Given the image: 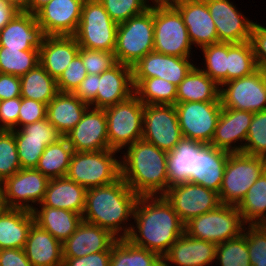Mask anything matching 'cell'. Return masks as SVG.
Segmentation results:
<instances>
[{"label": "cell", "instance_id": "6da1fadb", "mask_svg": "<svg viewBox=\"0 0 266 266\" xmlns=\"http://www.w3.org/2000/svg\"><path fill=\"white\" fill-rule=\"evenodd\" d=\"M132 220L127 239L160 257L184 233V224L163 195L139 196Z\"/></svg>", "mask_w": 266, "mask_h": 266}, {"label": "cell", "instance_id": "7a4b0ae2", "mask_svg": "<svg viewBox=\"0 0 266 266\" xmlns=\"http://www.w3.org/2000/svg\"><path fill=\"white\" fill-rule=\"evenodd\" d=\"M138 198L121 177L112 184L90 188L86 191L82 220L117 238H127L133 225L127 222L133 219Z\"/></svg>", "mask_w": 266, "mask_h": 266}, {"label": "cell", "instance_id": "3957f363", "mask_svg": "<svg viewBox=\"0 0 266 266\" xmlns=\"http://www.w3.org/2000/svg\"><path fill=\"white\" fill-rule=\"evenodd\" d=\"M127 147L119 158L121 178L138 196L163 195L169 188L168 152L142 139Z\"/></svg>", "mask_w": 266, "mask_h": 266}, {"label": "cell", "instance_id": "277c9868", "mask_svg": "<svg viewBox=\"0 0 266 266\" xmlns=\"http://www.w3.org/2000/svg\"><path fill=\"white\" fill-rule=\"evenodd\" d=\"M154 49V5L145 12L118 24L116 61L133 66Z\"/></svg>", "mask_w": 266, "mask_h": 266}, {"label": "cell", "instance_id": "5b68a950", "mask_svg": "<svg viewBox=\"0 0 266 266\" xmlns=\"http://www.w3.org/2000/svg\"><path fill=\"white\" fill-rule=\"evenodd\" d=\"M118 152H73L66 177L86 190L112 184L121 177L120 160L114 156Z\"/></svg>", "mask_w": 266, "mask_h": 266}, {"label": "cell", "instance_id": "8992f818", "mask_svg": "<svg viewBox=\"0 0 266 266\" xmlns=\"http://www.w3.org/2000/svg\"><path fill=\"white\" fill-rule=\"evenodd\" d=\"M265 170L264 157L230 153L218 194L220 203L237 206Z\"/></svg>", "mask_w": 266, "mask_h": 266}, {"label": "cell", "instance_id": "52a82bcc", "mask_svg": "<svg viewBox=\"0 0 266 266\" xmlns=\"http://www.w3.org/2000/svg\"><path fill=\"white\" fill-rule=\"evenodd\" d=\"M245 225L237 206L221 204L187 222L184 232L193 238L218 245L239 237Z\"/></svg>", "mask_w": 266, "mask_h": 266}, {"label": "cell", "instance_id": "ba28073f", "mask_svg": "<svg viewBox=\"0 0 266 266\" xmlns=\"http://www.w3.org/2000/svg\"><path fill=\"white\" fill-rule=\"evenodd\" d=\"M144 109L145 105L135 94L104 109L111 149L120 153L123 148L142 139Z\"/></svg>", "mask_w": 266, "mask_h": 266}, {"label": "cell", "instance_id": "9c48e42d", "mask_svg": "<svg viewBox=\"0 0 266 266\" xmlns=\"http://www.w3.org/2000/svg\"><path fill=\"white\" fill-rule=\"evenodd\" d=\"M117 26L99 0H85L73 36L81 48L114 52Z\"/></svg>", "mask_w": 266, "mask_h": 266}, {"label": "cell", "instance_id": "30bf717a", "mask_svg": "<svg viewBox=\"0 0 266 266\" xmlns=\"http://www.w3.org/2000/svg\"><path fill=\"white\" fill-rule=\"evenodd\" d=\"M192 46L180 12L172 4L154 5L153 51L191 58Z\"/></svg>", "mask_w": 266, "mask_h": 266}, {"label": "cell", "instance_id": "8fae6325", "mask_svg": "<svg viewBox=\"0 0 266 266\" xmlns=\"http://www.w3.org/2000/svg\"><path fill=\"white\" fill-rule=\"evenodd\" d=\"M220 101L221 106L227 109L253 113L266 110V73L257 69L248 76L222 84Z\"/></svg>", "mask_w": 266, "mask_h": 266}, {"label": "cell", "instance_id": "7c38bea8", "mask_svg": "<svg viewBox=\"0 0 266 266\" xmlns=\"http://www.w3.org/2000/svg\"><path fill=\"white\" fill-rule=\"evenodd\" d=\"M49 180L35 168H21L0 184L6 208L32 211L42 202Z\"/></svg>", "mask_w": 266, "mask_h": 266}, {"label": "cell", "instance_id": "4fadbf2b", "mask_svg": "<svg viewBox=\"0 0 266 266\" xmlns=\"http://www.w3.org/2000/svg\"><path fill=\"white\" fill-rule=\"evenodd\" d=\"M183 138L211 144L221 113V101L176 103Z\"/></svg>", "mask_w": 266, "mask_h": 266}, {"label": "cell", "instance_id": "5bb4252c", "mask_svg": "<svg viewBox=\"0 0 266 266\" xmlns=\"http://www.w3.org/2000/svg\"><path fill=\"white\" fill-rule=\"evenodd\" d=\"M182 138L174 105H145L142 140L171 152Z\"/></svg>", "mask_w": 266, "mask_h": 266}, {"label": "cell", "instance_id": "9a60e30c", "mask_svg": "<svg viewBox=\"0 0 266 266\" xmlns=\"http://www.w3.org/2000/svg\"><path fill=\"white\" fill-rule=\"evenodd\" d=\"M163 196L172 205L184 225L191 219L221 205L217 192L191 182L172 185Z\"/></svg>", "mask_w": 266, "mask_h": 266}, {"label": "cell", "instance_id": "2e32d148", "mask_svg": "<svg viewBox=\"0 0 266 266\" xmlns=\"http://www.w3.org/2000/svg\"><path fill=\"white\" fill-rule=\"evenodd\" d=\"M85 0H51L36 13L46 36H73L81 20Z\"/></svg>", "mask_w": 266, "mask_h": 266}, {"label": "cell", "instance_id": "e0dca14e", "mask_svg": "<svg viewBox=\"0 0 266 266\" xmlns=\"http://www.w3.org/2000/svg\"><path fill=\"white\" fill-rule=\"evenodd\" d=\"M65 137L74 152L111 149L108 142L107 118L104 109L89 107L81 120Z\"/></svg>", "mask_w": 266, "mask_h": 266}, {"label": "cell", "instance_id": "ac0fdd59", "mask_svg": "<svg viewBox=\"0 0 266 266\" xmlns=\"http://www.w3.org/2000/svg\"><path fill=\"white\" fill-rule=\"evenodd\" d=\"M214 20L218 42L241 43L250 41L255 22L237 10L230 0H205Z\"/></svg>", "mask_w": 266, "mask_h": 266}, {"label": "cell", "instance_id": "d6986e66", "mask_svg": "<svg viewBox=\"0 0 266 266\" xmlns=\"http://www.w3.org/2000/svg\"><path fill=\"white\" fill-rule=\"evenodd\" d=\"M194 66L190 58L152 51L132 66V76L133 79L158 77L178 86Z\"/></svg>", "mask_w": 266, "mask_h": 266}, {"label": "cell", "instance_id": "ffe728a7", "mask_svg": "<svg viewBox=\"0 0 266 266\" xmlns=\"http://www.w3.org/2000/svg\"><path fill=\"white\" fill-rule=\"evenodd\" d=\"M253 114L249 111L222 107L210 145L229 153H243Z\"/></svg>", "mask_w": 266, "mask_h": 266}, {"label": "cell", "instance_id": "44dd1931", "mask_svg": "<svg viewBox=\"0 0 266 266\" xmlns=\"http://www.w3.org/2000/svg\"><path fill=\"white\" fill-rule=\"evenodd\" d=\"M172 5L180 12L193 47L201 49L218 43L214 20L205 0H178Z\"/></svg>", "mask_w": 266, "mask_h": 266}, {"label": "cell", "instance_id": "7402d4cb", "mask_svg": "<svg viewBox=\"0 0 266 266\" xmlns=\"http://www.w3.org/2000/svg\"><path fill=\"white\" fill-rule=\"evenodd\" d=\"M45 33L35 14L20 10L12 20L0 30V47L8 49L40 50Z\"/></svg>", "mask_w": 266, "mask_h": 266}, {"label": "cell", "instance_id": "603a6c76", "mask_svg": "<svg viewBox=\"0 0 266 266\" xmlns=\"http://www.w3.org/2000/svg\"><path fill=\"white\" fill-rule=\"evenodd\" d=\"M117 239L110 231L82 221L76 231L62 243V256L78 258L97 252L112 251Z\"/></svg>", "mask_w": 266, "mask_h": 266}, {"label": "cell", "instance_id": "cb8c5ba5", "mask_svg": "<svg viewBox=\"0 0 266 266\" xmlns=\"http://www.w3.org/2000/svg\"><path fill=\"white\" fill-rule=\"evenodd\" d=\"M96 109H105L134 94L132 67L117 62L110 69L97 74Z\"/></svg>", "mask_w": 266, "mask_h": 266}, {"label": "cell", "instance_id": "d4e9b609", "mask_svg": "<svg viewBox=\"0 0 266 266\" xmlns=\"http://www.w3.org/2000/svg\"><path fill=\"white\" fill-rule=\"evenodd\" d=\"M216 247L213 242L193 238L184 232L163 258L167 266H209L215 262Z\"/></svg>", "mask_w": 266, "mask_h": 266}, {"label": "cell", "instance_id": "484cf974", "mask_svg": "<svg viewBox=\"0 0 266 266\" xmlns=\"http://www.w3.org/2000/svg\"><path fill=\"white\" fill-rule=\"evenodd\" d=\"M79 50L74 36H45L39 50V64L57 80Z\"/></svg>", "mask_w": 266, "mask_h": 266}, {"label": "cell", "instance_id": "4316f807", "mask_svg": "<svg viewBox=\"0 0 266 266\" xmlns=\"http://www.w3.org/2000/svg\"><path fill=\"white\" fill-rule=\"evenodd\" d=\"M229 152L206 144L196 154L195 173L189 182L199 184L219 194Z\"/></svg>", "mask_w": 266, "mask_h": 266}, {"label": "cell", "instance_id": "83f0119b", "mask_svg": "<svg viewBox=\"0 0 266 266\" xmlns=\"http://www.w3.org/2000/svg\"><path fill=\"white\" fill-rule=\"evenodd\" d=\"M32 266H63L62 243L33 223L24 247Z\"/></svg>", "mask_w": 266, "mask_h": 266}, {"label": "cell", "instance_id": "f1b7e54d", "mask_svg": "<svg viewBox=\"0 0 266 266\" xmlns=\"http://www.w3.org/2000/svg\"><path fill=\"white\" fill-rule=\"evenodd\" d=\"M86 191L83 186L66 176L52 178L48 182L42 202L38 205L66 209L83 215Z\"/></svg>", "mask_w": 266, "mask_h": 266}, {"label": "cell", "instance_id": "f546056e", "mask_svg": "<svg viewBox=\"0 0 266 266\" xmlns=\"http://www.w3.org/2000/svg\"><path fill=\"white\" fill-rule=\"evenodd\" d=\"M89 107L75 94L59 92L47 104L46 118L65 137Z\"/></svg>", "mask_w": 266, "mask_h": 266}, {"label": "cell", "instance_id": "4dcf8cb0", "mask_svg": "<svg viewBox=\"0 0 266 266\" xmlns=\"http://www.w3.org/2000/svg\"><path fill=\"white\" fill-rule=\"evenodd\" d=\"M33 223L34 217L31 211L5 208L0 214V250L24 249Z\"/></svg>", "mask_w": 266, "mask_h": 266}, {"label": "cell", "instance_id": "1f68e13d", "mask_svg": "<svg viewBox=\"0 0 266 266\" xmlns=\"http://www.w3.org/2000/svg\"><path fill=\"white\" fill-rule=\"evenodd\" d=\"M34 223L63 243L83 221L82 215L66 209L38 206L32 211Z\"/></svg>", "mask_w": 266, "mask_h": 266}, {"label": "cell", "instance_id": "d6a6232c", "mask_svg": "<svg viewBox=\"0 0 266 266\" xmlns=\"http://www.w3.org/2000/svg\"><path fill=\"white\" fill-rule=\"evenodd\" d=\"M202 142L182 138L175 148L167 154V175L169 187L189 182L195 173L196 154L205 146Z\"/></svg>", "mask_w": 266, "mask_h": 266}, {"label": "cell", "instance_id": "836d02e7", "mask_svg": "<svg viewBox=\"0 0 266 266\" xmlns=\"http://www.w3.org/2000/svg\"><path fill=\"white\" fill-rule=\"evenodd\" d=\"M220 101V86L194 66L177 86L176 103Z\"/></svg>", "mask_w": 266, "mask_h": 266}, {"label": "cell", "instance_id": "e575fe53", "mask_svg": "<svg viewBox=\"0 0 266 266\" xmlns=\"http://www.w3.org/2000/svg\"><path fill=\"white\" fill-rule=\"evenodd\" d=\"M21 98L48 104L58 93L57 81L40 64L20 76Z\"/></svg>", "mask_w": 266, "mask_h": 266}, {"label": "cell", "instance_id": "d590c367", "mask_svg": "<svg viewBox=\"0 0 266 266\" xmlns=\"http://www.w3.org/2000/svg\"><path fill=\"white\" fill-rule=\"evenodd\" d=\"M73 152L67 138L62 137L44 149L35 169L49 179L65 177Z\"/></svg>", "mask_w": 266, "mask_h": 266}, {"label": "cell", "instance_id": "8d00e7d4", "mask_svg": "<svg viewBox=\"0 0 266 266\" xmlns=\"http://www.w3.org/2000/svg\"><path fill=\"white\" fill-rule=\"evenodd\" d=\"M134 94L144 105H175L177 86L162 78L133 79Z\"/></svg>", "mask_w": 266, "mask_h": 266}, {"label": "cell", "instance_id": "74e56055", "mask_svg": "<svg viewBox=\"0 0 266 266\" xmlns=\"http://www.w3.org/2000/svg\"><path fill=\"white\" fill-rule=\"evenodd\" d=\"M237 209L245 224H266V170L249 188Z\"/></svg>", "mask_w": 266, "mask_h": 266}, {"label": "cell", "instance_id": "f35d334b", "mask_svg": "<svg viewBox=\"0 0 266 266\" xmlns=\"http://www.w3.org/2000/svg\"><path fill=\"white\" fill-rule=\"evenodd\" d=\"M161 257L134 245L127 238H118L112 246L110 266H153Z\"/></svg>", "mask_w": 266, "mask_h": 266}, {"label": "cell", "instance_id": "ab89813d", "mask_svg": "<svg viewBox=\"0 0 266 266\" xmlns=\"http://www.w3.org/2000/svg\"><path fill=\"white\" fill-rule=\"evenodd\" d=\"M257 69L250 41L227 43V82L248 76Z\"/></svg>", "mask_w": 266, "mask_h": 266}, {"label": "cell", "instance_id": "60d3db41", "mask_svg": "<svg viewBox=\"0 0 266 266\" xmlns=\"http://www.w3.org/2000/svg\"><path fill=\"white\" fill-rule=\"evenodd\" d=\"M39 64V50L0 47V73L22 76Z\"/></svg>", "mask_w": 266, "mask_h": 266}, {"label": "cell", "instance_id": "b9f144b4", "mask_svg": "<svg viewBox=\"0 0 266 266\" xmlns=\"http://www.w3.org/2000/svg\"><path fill=\"white\" fill-rule=\"evenodd\" d=\"M203 60L202 70L219 86L227 82V43L218 42L201 48ZM205 66V67H204Z\"/></svg>", "mask_w": 266, "mask_h": 266}, {"label": "cell", "instance_id": "7bdbcfd3", "mask_svg": "<svg viewBox=\"0 0 266 266\" xmlns=\"http://www.w3.org/2000/svg\"><path fill=\"white\" fill-rule=\"evenodd\" d=\"M215 262L220 266H251L246 233L243 231L239 237L218 244Z\"/></svg>", "mask_w": 266, "mask_h": 266}, {"label": "cell", "instance_id": "ee69618b", "mask_svg": "<svg viewBox=\"0 0 266 266\" xmlns=\"http://www.w3.org/2000/svg\"><path fill=\"white\" fill-rule=\"evenodd\" d=\"M20 169L14 130H0V184Z\"/></svg>", "mask_w": 266, "mask_h": 266}, {"label": "cell", "instance_id": "f6af8a7d", "mask_svg": "<svg viewBox=\"0 0 266 266\" xmlns=\"http://www.w3.org/2000/svg\"><path fill=\"white\" fill-rule=\"evenodd\" d=\"M243 153L266 158V110L253 114Z\"/></svg>", "mask_w": 266, "mask_h": 266}, {"label": "cell", "instance_id": "bcb514c9", "mask_svg": "<svg viewBox=\"0 0 266 266\" xmlns=\"http://www.w3.org/2000/svg\"><path fill=\"white\" fill-rule=\"evenodd\" d=\"M117 24L145 12L151 6L146 0H99Z\"/></svg>", "mask_w": 266, "mask_h": 266}, {"label": "cell", "instance_id": "7dc6e473", "mask_svg": "<svg viewBox=\"0 0 266 266\" xmlns=\"http://www.w3.org/2000/svg\"><path fill=\"white\" fill-rule=\"evenodd\" d=\"M246 226L243 231L246 233L251 266L258 262H266V224Z\"/></svg>", "mask_w": 266, "mask_h": 266}, {"label": "cell", "instance_id": "c3c4849f", "mask_svg": "<svg viewBox=\"0 0 266 266\" xmlns=\"http://www.w3.org/2000/svg\"><path fill=\"white\" fill-rule=\"evenodd\" d=\"M87 74H98L110 69L117 61L114 52L81 48L78 53Z\"/></svg>", "mask_w": 266, "mask_h": 266}, {"label": "cell", "instance_id": "681fc988", "mask_svg": "<svg viewBox=\"0 0 266 266\" xmlns=\"http://www.w3.org/2000/svg\"><path fill=\"white\" fill-rule=\"evenodd\" d=\"M21 168H35L51 140L15 139Z\"/></svg>", "mask_w": 266, "mask_h": 266}, {"label": "cell", "instance_id": "f907efd6", "mask_svg": "<svg viewBox=\"0 0 266 266\" xmlns=\"http://www.w3.org/2000/svg\"><path fill=\"white\" fill-rule=\"evenodd\" d=\"M14 137L15 139L51 140L54 143L63 136L45 118L19 129H14Z\"/></svg>", "mask_w": 266, "mask_h": 266}, {"label": "cell", "instance_id": "816d5d0a", "mask_svg": "<svg viewBox=\"0 0 266 266\" xmlns=\"http://www.w3.org/2000/svg\"><path fill=\"white\" fill-rule=\"evenodd\" d=\"M86 76L87 72L82 58L77 54L56 80L58 91L62 93H73Z\"/></svg>", "mask_w": 266, "mask_h": 266}, {"label": "cell", "instance_id": "f5cc1de1", "mask_svg": "<svg viewBox=\"0 0 266 266\" xmlns=\"http://www.w3.org/2000/svg\"><path fill=\"white\" fill-rule=\"evenodd\" d=\"M47 105L28 98H21L17 129L46 118Z\"/></svg>", "mask_w": 266, "mask_h": 266}, {"label": "cell", "instance_id": "db71d44e", "mask_svg": "<svg viewBox=\"0 0 266 266\" xmlns=\"http://www.w3.org/2000/svg\"><path fill=\"white\" fill-rule=\"evenodd\" d=\"M250 42L257 68L266 73V27L255 22L251 29Z\"/></svg>", "mask_w": 266, "mask_h": 266}, {"label": "cell", "instance_id": "11a10c76", "mask_svg": "<svg viewBox=\"0 0 266 266\" xmlns=\"http://www.w3.org/2000/svg\"><path fill=\"white\" fill-rule=\"evenodd\" d=\"M21 97L0 101V130H14L18 126Z\"/></svg>", "mask_w": 266, "mask_h": 266}, {"label": "cell", "instance_id": "9f6ffc18", "mask_svg": "<svg viewBox=\"0 0 266 266\" xmlns=\"http://www.w3.org/2000/svg\"><path fill=\"white\" fill-rule=\"evenodd\" d=\"M97 89V74H87L73 94L90 107L96 108Z\"/></svg>", "mask_w": 266, "mask_h": 266}, {"label": "cell", "instance_id": "6f0895ef", "mask_svg": "<svg viewBox=\"0 0 266 266\" xmlns=\"http://www.w3.org/2000/svg\"><path fill=\"white\" fill-rule=\"evenodd\" d=\"M111 253L103 251L78 258H63V266H110Z\"/></svg>", "mask_w": 266, "mask_h": 266}, {"label": "cell", "instance_id": "680465c9", "mask_svg": "<svg viewBox=\"0 0 266 266\" xmlns=\"http://www.w3.org/2000/svg\"><path fill=\"white\" fill-rule=\"evenodd\" d=\"M20 77L0 73V101L21 96Z\"/></svg>", "mask_w": 266, "mask_h": 266}, {"label": "cell", "instance_id": "91938a15", "mask_svg": "<svg viewBox=\"0 0 266 266\" xmlns=\"http://www.w3.org/2000/svg\"><path fill=\"white\" fill-rule=\"evenodd\" d=\"M0 266H32L24 249L7 248L0 250Z\"/></svg>", "mask_w": 266, "mask_h": 266}, {"label": "cell", "instance_id": "94428289", "mask_svg": "<svg viewBox=\"0 0 266 266\" xmlns=\"http://www.w3.org/2000/svg\"><path fill=\"white\" fill-rule=\"evenodd\" d=\"M21 9L9 0H0V30H2Z\"/></svg>", "mask_w": 266, "mask_h": 266}, {"label": "cell", "instance_id": "6125c7cd", "mask_svg": "<svg viewBox=\"0 0 266 266\" xmlns=\"http://www.w3.org/2000/svg\"><path fill=\"white\" fill-rule=\"evenodd\" d=\"M51 0H27L25 6L21 9L25 12L35 14L40 8Z\"/></svg>", "mask_w": 266, "mask_h": 266}, {"label": "cell", "instance_id": "be15d7a7", "mask_svg": "<svg viewBox=\"0 0 266 266\" xmlns=\"http://www.w3.org/2000/svg\"><path fill=\"white\" fill-rule=\"evenodd\" d=\"M148 3L151 1V5H167V4H174L178 0H146Z\"/></svg>", "mask_w": 266, "mask_h": 266}, {"label": "cell", "instance_id": "e7e4bbea", "mask_svg": "<svg viewBox=\"0 0 266 266\" xmlns=\"http://www.w3.org/2000/svg\"><path fill=\"white\" fill-rule=\"evenodd\" d=\"M5 208H6V206H5V203H4L3 192H2V188L0 186V214Z\"/></svg>", "mask_w": 266, "mask_h": 266}, {"label": "cell", "instance_id": "03108f58", "mask_svg": "<svg viewBox=\"0 0 266 266\" xmlns=\"http://www.w3.org/2000/svg\"><path fill=\"white\" fill-rule=\"evenodd\" d=\"M9 1L16 4L20 9H22L25 6L27 0H9Z\"/></svg>", "mask_w": 266, "mask_h": 266}, {"label": "cell", "instance_id": "003e7915", "mask_svg": "<svg viewBox=\"0 0 266 266\" xmlns=\"http://www.w3.org/2000/svg\"><path fill=\"white\" fill-rule=\"evenodd\" d=\"M153 266H167L163 257H161Z\"/></svg>", "mask_w": 266, "mask_h": 266}, {"label": "cell", "instance_id": "a7ac6f4b", "mask_svg": "<svg viewBox=\"0 0 266 266\" xmlns=\"http://www.w3.org/2000/svg\"><path fill=\"white\" fill-rule=\"evenodd\" d=\"M253 266H266V262H258Z\"/></svg>", "mask_w": 266, "mask_h": 266}]
</instances>
